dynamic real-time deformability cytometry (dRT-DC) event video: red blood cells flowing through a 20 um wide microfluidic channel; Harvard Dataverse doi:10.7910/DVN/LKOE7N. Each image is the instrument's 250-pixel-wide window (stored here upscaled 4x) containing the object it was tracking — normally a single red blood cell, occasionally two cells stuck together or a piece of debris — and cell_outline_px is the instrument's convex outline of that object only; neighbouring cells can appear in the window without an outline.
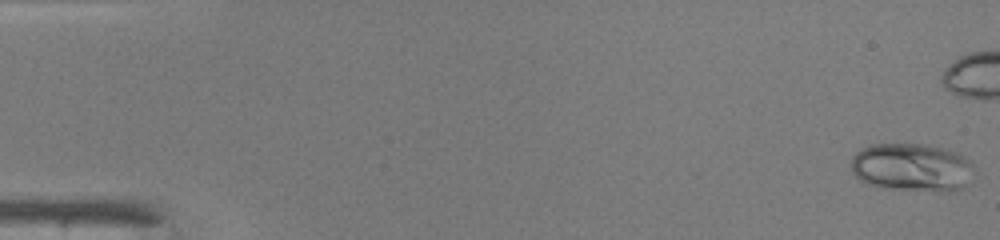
{"species": "common noctule bat (a hibernating species)", "species_latin": "Nyctalus noctula", "temperature_condition": "warm", "stored_images_in_passage": 49, "camera_frame_rate_fps": 3000, "um_per_image_px": 0.085, "animal": {"sex": "male", "body_mass_g": 19.0, "forearm_length_mm": 50.8}, "frame": {"image": 1, "passage_image": 1, "time_ms": 0.0, "image_size_px": [1000, 240], "cell_outline_px": [[976, 168], [960, 188], [956, 192], [884, 188], [868, 184], [860, 180], [852, 172], [852, 156], [856, 152], [872, 144], [924, 144], [944, 148], [956, 152], [972, 160]], "centroid_in_image_um": [77.53, 14.22], "position_along_channel_um": 7.5, "area_um2": 34.56}}
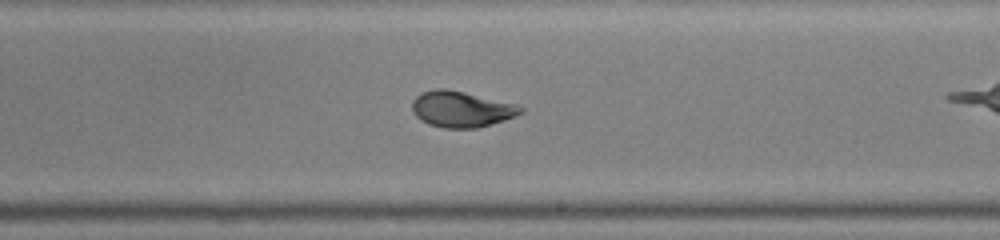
{"frame": {"image": 2, "passage_image": 29, "time_ms": 9.333, "image_size_px": [1000, 240], "cell_outline_px": [[524, 112], [516, 116], [504, 120], [476, 128], [444, 128], [428, 124], [420, 120], [412, 112], [412, 100], [420, 92], [436, 88], [444, 88], [464, 92], [516, 104], [524, 108]], "centroid_in_image_um": [39.18, 9.27], "position_along_channel_um": 249.8, "area_um2": 22.83}}
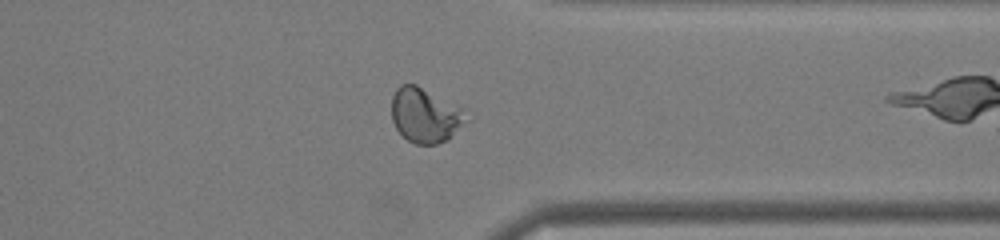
{"frame": {"image": 3, "passage_image": 38, "time_ms": 12.333, "image_size_px": [1000, 240], "cell_outline_px": [[468, 120], [448, 140], [436, 144], [416, 144], [408, 140], [396, 128], [392, 120], [392, 96], [396, 88], [400, 84], [416, 84], [464, 108]], "centroid_in_image_um": [36.15, 9.79], "position_along_channel_um": 375.2, "area_um2": 23.87}, "authors_computed_cell_mechanics": {"area_um2": 23.6402, "velocity_mm_per_s": 4.2526, "shape_relaxation_time_tau1_ms": 10.389, "shape_relaxation_time_tau2_ms": null, "deformation_change_tau1": 0.3134, "deformation_change_tau2": null}}